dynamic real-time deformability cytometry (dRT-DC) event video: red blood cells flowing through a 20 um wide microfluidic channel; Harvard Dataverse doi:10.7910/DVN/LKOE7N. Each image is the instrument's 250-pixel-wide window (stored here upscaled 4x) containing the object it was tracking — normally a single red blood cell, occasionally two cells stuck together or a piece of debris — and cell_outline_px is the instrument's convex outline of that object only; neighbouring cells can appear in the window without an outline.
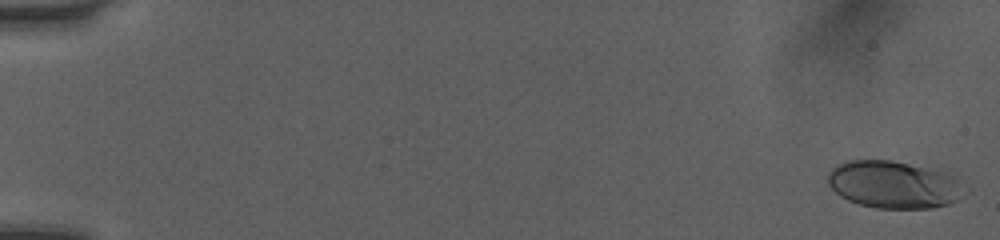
{"species": "human", "species_latin": "Homo sapiens", "temperature_condition": "room temperature", "stored_images_in_passage": 51, "camera_frame_rate_fps": 3000, "um_per_image_px": 0.085, "donor": {"sex": "female"}, "frame": {"image": 1, "passage_image": 1, "time_ms": 0.0, "image_size_px": [1000, 240], "cell_outline_px": [[968, 192], [956, 200], [948, 204], [932, 208], [876, 208], [860, 204], [848, 200], [840, 196], [828, 184], [828, 172], [832, 168], [848, 160], [888, 160], [948, 172], [956, 176]], "centroid_in_image_um": [76.01, 15.69], "position_along_channel_um": 9.0, "area_um2": 37.8}}
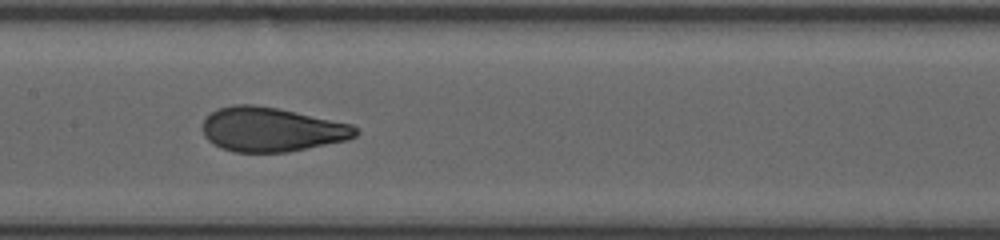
{"frame": {"image": 2, "passage_image": 27, "time_ms": 8.667, "image_size_px": [1000, 240], "cell_outline_px": [[360, 132], [356, 136], [348, 140], [288, 152], [236, 152], [220, 148], [212, 144], [204, 136], [204, 120], [212, 112], [220, 108], [232, 104], [252, 104], [276, 108], [296, 112], [352, 124], [360, 128]], "centroid_in_image_um": [23.11, 11.01], "position_along_channel_um": 184.3, "area_um2": 39.54}}
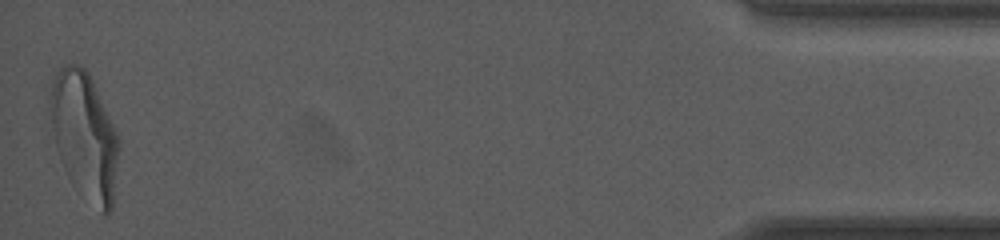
{"frame": {"image": 3, "passage_image": 51, "time_ms": 16.667, "image_size_px": [1000, 240], "cell_outline_px": [[120, 144], [112, 208], [104, 216], [72, 184], [60, 160], [56, 148], [48, 100], [52, 80], [56, 72], [64, 64], [76, 64], [84, 68], [88, 72], [92, 80], [120, 140]], "centroid_in_image_um": [7.17, 11.53], "position_along_channel_um": 428.0, "area_um2": 50.63}, "authors_computed_cell_mechanics": {"area_um2": 39.2462, "velocity_mm_per_s": 4.0727, "shape_relaxation_time_tau1_ms": 5.0258, "shape_relaxation_time_tau2_ms": null, "deformation_change_tau1": 0.1852, "deformation_change_tau2": null}}